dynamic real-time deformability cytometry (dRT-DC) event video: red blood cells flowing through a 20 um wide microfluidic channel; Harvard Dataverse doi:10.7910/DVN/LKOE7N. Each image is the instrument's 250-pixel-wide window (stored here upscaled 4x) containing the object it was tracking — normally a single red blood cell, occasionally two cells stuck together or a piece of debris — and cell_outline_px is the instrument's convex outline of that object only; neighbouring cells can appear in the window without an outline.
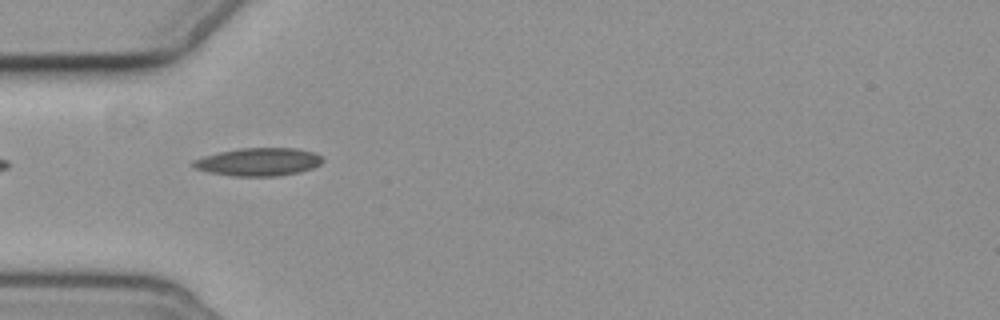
{"species": "common noctule bat (a hibernating species)", "species_latin": "Nyctalus noctula", "temperature_condition": "cold", "stored_images_in_passage": 3, "camera_frame_rate_fps": 3000, "um_per_image_px": 0.085, "animal": {"sex": "female", "body_mass_g": 19.3, "forearm_length_mm": 54.1}, "frame": {"image": 1, "passage_image": 2, "time_ms": 1.333, "image_size_px": [1000, 320], "cell_outline_px": [[324, 160], [320, 164], [312, 168], [300, 172], [276, 176], [232, 176], [212, 172], [196, 168], [192, 164], [192, 160], [204, 156], [220, 152], [240, 148], [296, 148], [312, 152], [324, 156]], "centroid_in_image_um": [22.02, 13.75], "position_along_channel_um": 63.0, "area_um2": 20.98}}
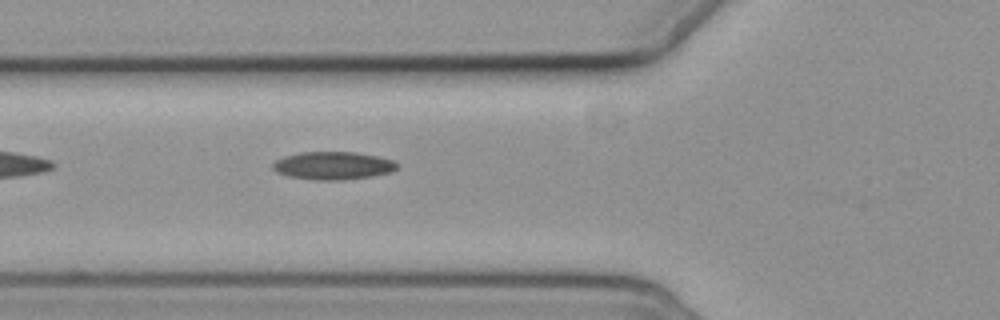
{"frame": {"image": 2, "passage_image": 3, "time_ms": 2.333, "image_size_px": [1000, 320], "cell_outline_px": [[396, 168], [392, 172], [372, 176], [344, 180], [316, 180], [288, 176], [276, 172], [272, 168], [272, 164], [276, 160], [284, 156], [300, 152], [352, 152], [376, 156], [392, 160], [396, 164]], "centroid_in_image_um": [28.26, 14.08], "position_along_channel_um": 97.5, "area_um2": 20.11}}